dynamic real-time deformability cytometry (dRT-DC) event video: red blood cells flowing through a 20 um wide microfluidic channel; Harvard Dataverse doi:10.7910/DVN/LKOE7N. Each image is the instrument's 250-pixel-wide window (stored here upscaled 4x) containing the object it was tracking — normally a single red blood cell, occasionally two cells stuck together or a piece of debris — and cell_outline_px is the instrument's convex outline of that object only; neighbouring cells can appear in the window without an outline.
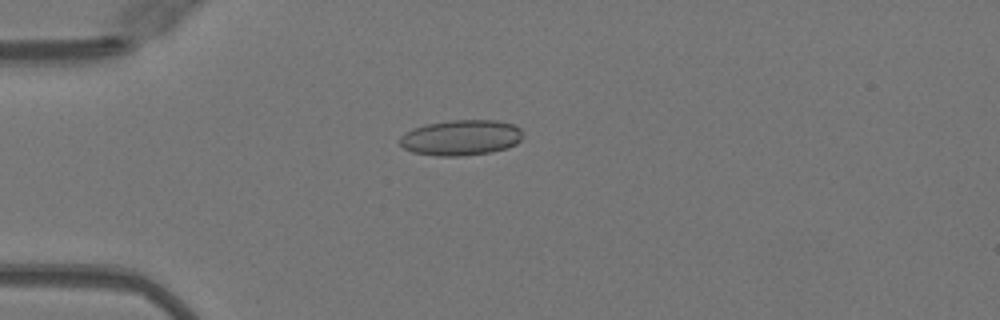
{"species": "Egyptian fruit bat (a non-hibernating species)", "species_latin": "Rousettus aegyptiacus", "temperature_condition": "warm", "stored_images_in_passage": 49, "camera_frame_rate_fps": 3000, "um_per_image_px": 0.085, "animal": {"sex": "female"}, "frame": {"image": 1, "passage_image": 12, "time_ms": 3.667, "image_size_px": [1000, 320], "cell_outline_px": [[520, 140], [516, 144], [508, 148], [492, 152], [460, 156], [436, 156], [412, 152], [404, 148], [400, 144], [400, 136], [404, 132], [424, 124], [452, 120], [496, 120], [512, 124], [520, 128]], "centroid_in_image_um": [39.15, 11.7], "position_along_channel_um": 45.8, "area_um2": 25.55}}
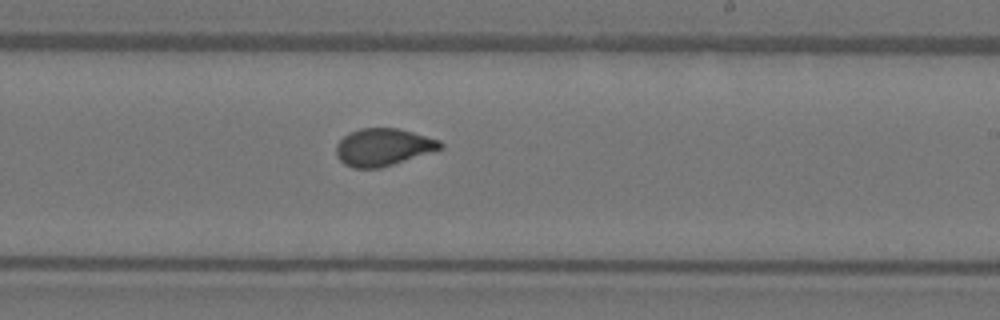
{"frame": {"image": 2, "passage_image": 29, "time_ms": 9.333, "image_size_px": [1000, 320], "cell_outline_px": [[444, 148], [380, 168], [352, 168], [344, 164], [336, 156], [336, 144], [348, 132], [360, 128], [400, 128], [440, 140], [444, 144]], "centroid_in_image_um": [32.56, 12.5], "position_along_channel_um": 256.4, "area_um2": 22.83}}
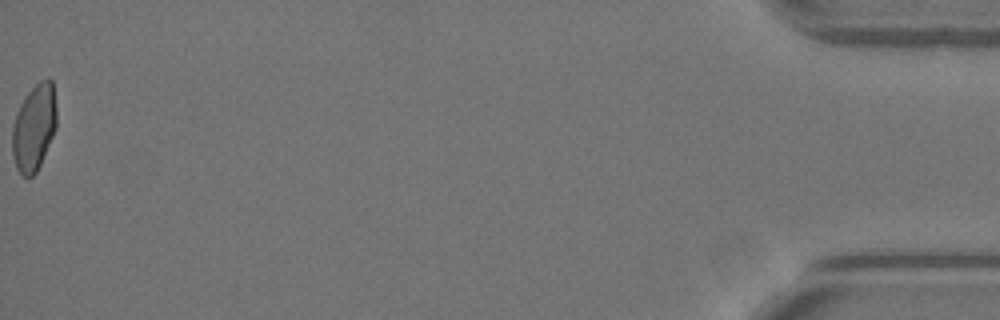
{"frame": {"image": 3, "passage_image": 49, "time_ms": 16.0, "image_size_px": [1000, 320], "cell_outline_px": [[56, 128], [40, 164], [36, 172], [32, 176], [24, 176], [16, 168], [12, 156], [12, 128], [20, 104], [24, 96], [40, 80], [48, 76], [52, 80], [56, 108]], "centroid_in_image_um": [2.89, 10.81], "position_along_channel_um": 432.3, "area_um2": 22.31}, "authors_computed_cell_mechanics": {"area_um2": 23.0044, "velocity_mm_per_s": 4.0906, "shape_relaxation_time_tau1_ms": 9.0748, "shape_relaxation_time_tau2_ms": 0.6028, "deformation_change_tau1": 0.215, "deformation_change_tau2": 0.0556}}